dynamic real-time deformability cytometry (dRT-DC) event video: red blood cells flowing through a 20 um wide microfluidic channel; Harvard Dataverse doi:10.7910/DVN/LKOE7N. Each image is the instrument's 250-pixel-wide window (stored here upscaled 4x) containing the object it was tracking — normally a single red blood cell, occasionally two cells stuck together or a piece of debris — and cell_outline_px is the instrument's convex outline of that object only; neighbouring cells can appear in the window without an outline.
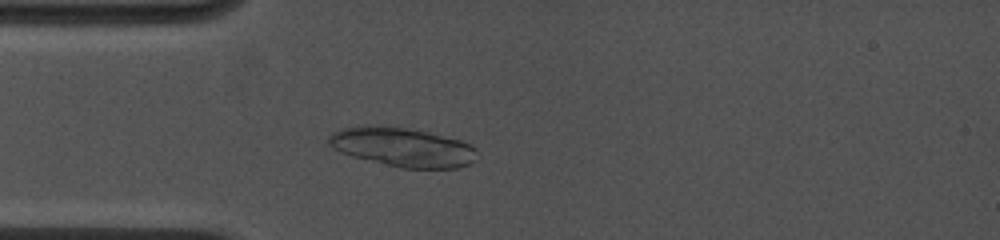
{"species": "common noctule bat (a hibernating species)", "species_latin": "Nyctalus noctula", "temperature_condition": "cold", "stored_images_in_passage": 7, "camera_frame_rate_fps": 4500, "um_per_image_px": 0.085, "animal": {"sex": "female", "body_mass_g": 19.0, "forearm_length_mm": 53.3}, "frame": {"image": 1, "passage_image": 7, "time_ms": 4.222, "image_size_px": [1000, 240], "cell_outline_px": [[476, 160], [468, 164], [456, 168], [400, 168], [352, 156], [340, 152], [332, 148], [328, 144], [328, 136], [332, 132], [340, 128], [376, 124], [408, 128], [428, 132], [460, 140], [476, 148]], "centroid_in_image_um": [34.17, 12.49], "position_along_channel_um": 50.8, "area_um2": 33.99}}